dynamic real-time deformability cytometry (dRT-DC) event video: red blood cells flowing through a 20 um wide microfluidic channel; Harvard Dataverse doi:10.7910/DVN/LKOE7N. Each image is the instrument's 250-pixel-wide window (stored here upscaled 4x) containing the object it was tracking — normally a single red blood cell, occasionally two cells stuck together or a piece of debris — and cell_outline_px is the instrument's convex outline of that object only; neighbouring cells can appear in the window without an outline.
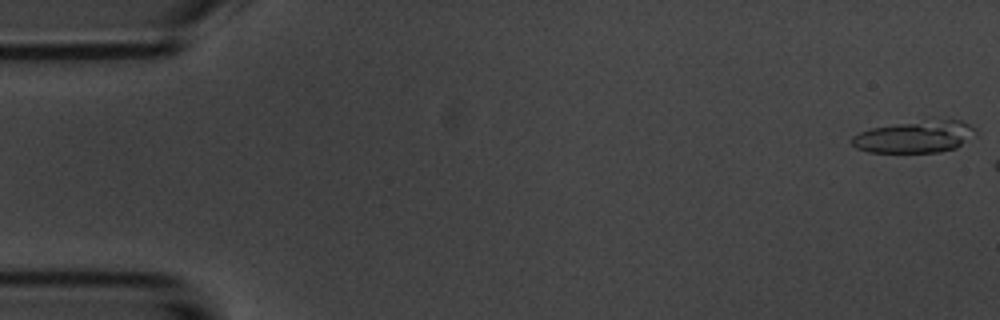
{"species": "common noctule bat (a hibernating species)", "species_latin": "Nyctalus noctula", "temperature_condition": "room temperature", "stored_images_in_passage": 6, "camera_frame_rate_fps": 3000, "um_per_image_px": 0.085, "animal": {"sex": "male", "body_mass_g": 20.1, "forearm_length_mm": 53.5}, "frame": {"image": 1, "passage_image": 1, "time_ms": 0.0, "image_size_px": [1000, 320], "cell_outline_px": [[976, 132], [956, 148], [940, 152], [868, 152], [856, 148], [852, 144], [852, 136], [860, 132], [872, 128], [928, 116], [960, 120], [976, 128]], "centroid_in_image_um": [77.78, 11.56], "position_along_channel_um": 7.2, "area_um2": 23.87}}
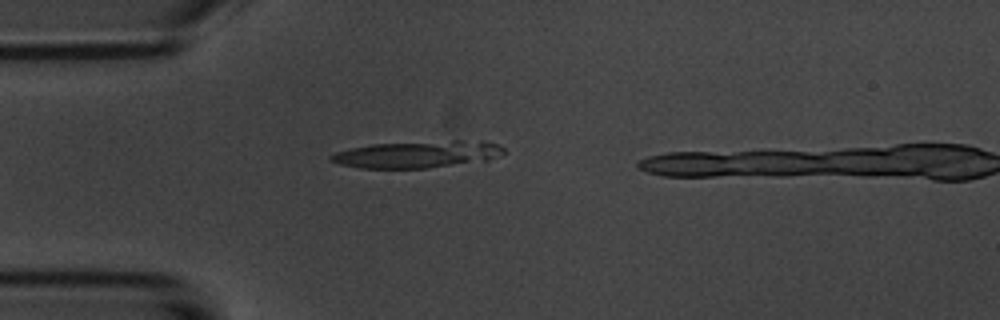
{"frame": {"image": 2, "passage_image": 4, "time_ms": 4.667, "image_size_px": [1000, 320], "cell_outline_px": [[504, 152], [488, 160], [428, 168], [360, 168], [340, 164], [328, 160], [328, 156], [336, 152], [352, 148], [372, 144], [452, 140], [484, 140], [500, 144], [504, 148]], "centroid_in_image_um": [35.51, 13.11], "position_along_channel_um": 49.5, "area_um2": 27.28}}